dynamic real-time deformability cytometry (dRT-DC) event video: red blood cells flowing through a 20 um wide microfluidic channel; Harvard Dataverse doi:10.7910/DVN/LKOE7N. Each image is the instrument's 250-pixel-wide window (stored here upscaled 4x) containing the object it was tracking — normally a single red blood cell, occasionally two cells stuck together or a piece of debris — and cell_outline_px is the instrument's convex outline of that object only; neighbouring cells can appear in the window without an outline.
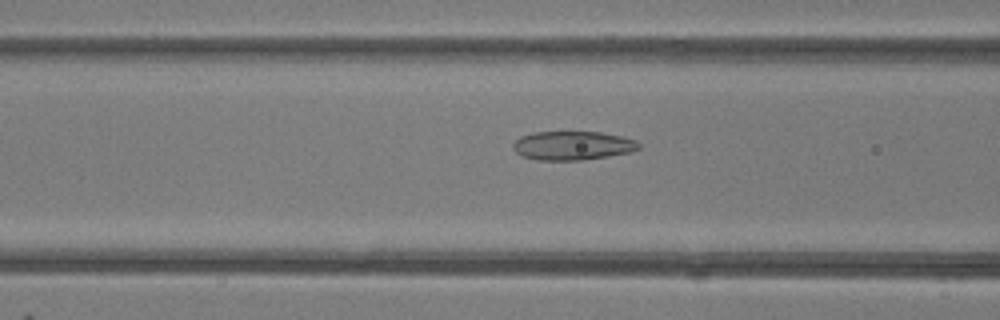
{"species": "common noctule bat (a hibernating species)", "species_latin": "Nyctalus noctula", "temperature_condition": "room temperature", "stored_images_in_passage": 37, "camera_frame_rate_fps": 3000, "um_per_image_px": 0.085, "animal": {"sex": "female"}, "frame": {"image": 1, "passage_image": 8, "time_ms": 2.333, "image_size_px": [1000, 320], "cell_outline_px": [[640, 148], [632, 152], [608, 156], [580, 160], [536, 160], [520, 156], [512, 148], [512, 144], [520, 136], [532, 132], [600, 132], [624, 136], [636, 140], [640, 144]], "centroid_in_image_um": [48.66, 12.37], "position_along_channel_um": 117.9, "area_um2": 21.39}}
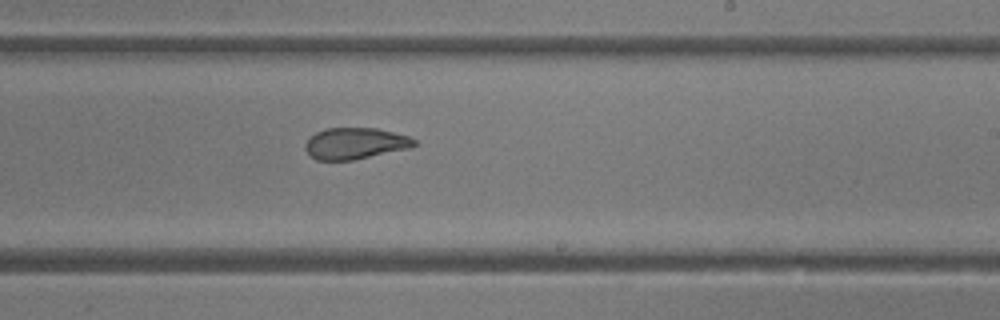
{"frame": {"image": 2, "passage_image": 18, "time_ms": 5.667, "image_size_px": [1000, 320], "cell_outline_px": [[416, 144], [412, 148], [352, 160], [316, 160], [304, 148], [304, 144], [316, 132], [324, 128], [376, 128], [408, 136], [416, 140]], "centroid_in_image_um": [30.2, 12.19], "position_along_channel_um": 258.8, "area_um2": 19.88}}
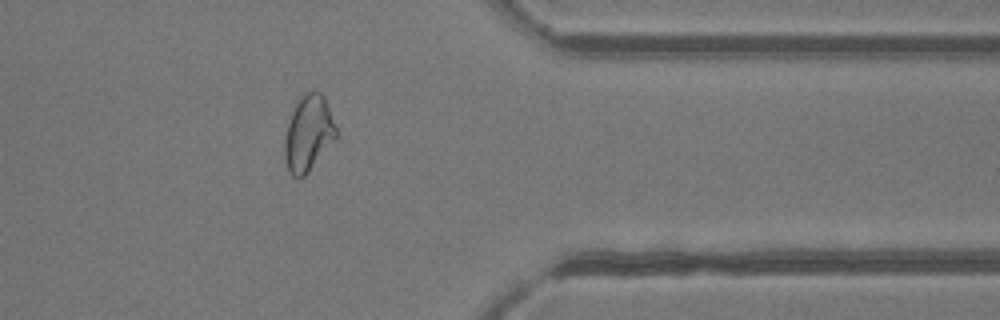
{"frame": {"image": 3, "passage_image": 28, "time_ms": 9.0, "image_size_px": [1000, 320], "cell_outline_px": [[336, 136], [308, 172], [300, 180], [296, 180], [288, 172], [284, 160], [284, 140], [288, 124], [292, 112], [296, 104], [304, 92], [312, 88], [320, 92], [324, 96], [336, 128]], "centroid_in_image_um": [26.17, 11.34], "position_along_channel_um": 385.2, "area_um2": 22.66}, "authors_computed_cell_mechanics": {"area_um2": 21.7906, "velocity_mm_per_s": 4.2178, "shape_relaxation_time_tau1_ms": 5.5878, "shape_relaxation_time_tau2_ms": 1.446, "deformation_change_tau1": 0.1531, "deformation_change_tau2": 0.087}}